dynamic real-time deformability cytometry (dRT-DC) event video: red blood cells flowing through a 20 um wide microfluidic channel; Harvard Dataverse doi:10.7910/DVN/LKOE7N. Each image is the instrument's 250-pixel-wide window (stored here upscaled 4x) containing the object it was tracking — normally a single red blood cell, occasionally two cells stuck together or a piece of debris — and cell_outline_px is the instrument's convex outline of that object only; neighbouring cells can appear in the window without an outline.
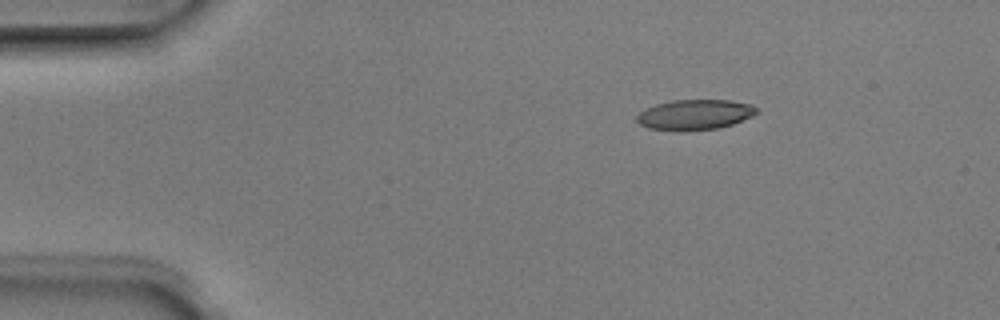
{"species": "Egyptian fruit bat (a non-hibernating species)", "species_latin": "Rousettus aegyptiacus", "temperature_condition": "room temperature", "stored_images_in_passage": 3, "camera_frame_rate_fps": 3000, "um_per_image_px": 0.085, "animal": {"sex": "male"}, "frame": {"image": 1, "passage_image": 1, "time_ms": 0.0, "image_size_px": [1000, 320], "cell_outline_px": [[760, 112], [752, 116], [732, 124], [720, 128], [680, 132], [648, 128], [640, 124], [636, 120], [636, 116], [644, 108], [656, 104], [672, 100], [732, 100], [752, 104]], "centroid_in_image_um": [59.05, 9.75], "position_along_channel_um": 25.9, "area_um2": 21.5}}
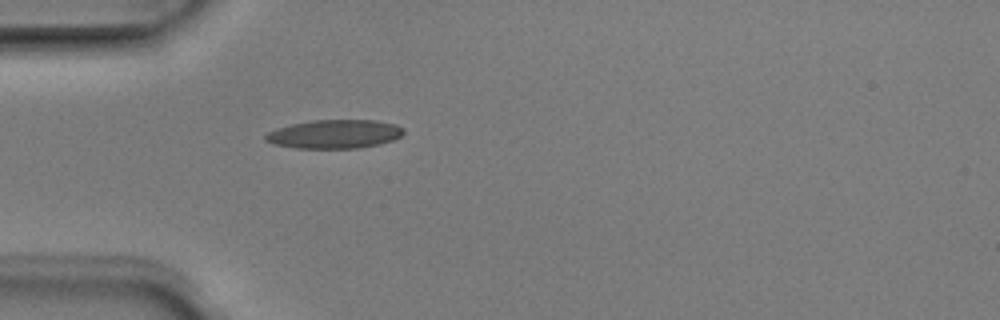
{"frame": {"image": 2, "passage_image": 3, "time_ms": 0.667, "image_size_px": [1000, 320], "cell_outline_px": [[404, 132], [400, 136], [392, 140], [376, 144], [356, 148], [296, 148], [276, 144], [264, 140], [264, 136], [268, 132], [292, 124], [312, 120], [376, 120], [396, 124], [404, 128]], "centroid_in_image_um": [28.45, 11.39], "position_along_channel_um": 56.6, "area_um2": 22.83}}